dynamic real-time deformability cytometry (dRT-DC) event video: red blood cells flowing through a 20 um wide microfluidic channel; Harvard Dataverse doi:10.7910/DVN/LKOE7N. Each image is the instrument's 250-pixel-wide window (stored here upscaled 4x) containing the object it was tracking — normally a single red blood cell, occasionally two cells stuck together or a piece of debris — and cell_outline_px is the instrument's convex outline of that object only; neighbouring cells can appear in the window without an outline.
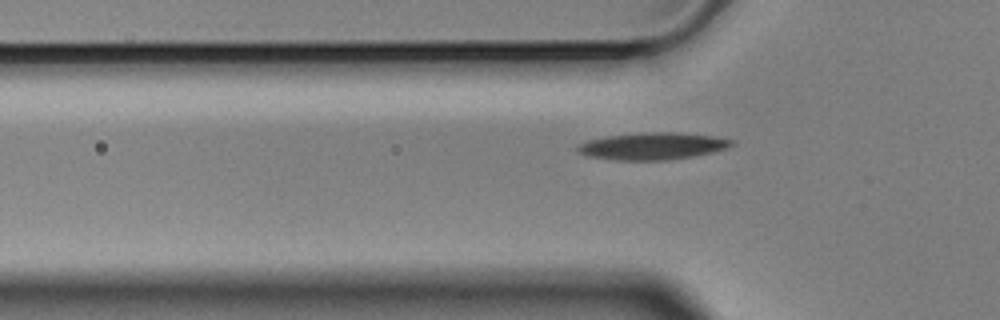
{"species": "Egyptian fruit bat (a non-hibernating species)", "species_latin": "Rousettus aegyptiacus", "temperature_condition": "cold", "stored_images_in_passage": 42, "camera_frame_rate_fps": 3000, "um_per_image_px": 0.085, "animal": {"sex": "male"}, "frame": {"image": 1, "passage_image": 5, "time_ms": 1.333, "image_size_px": [1000, 320], "cell_outline_px": [[736, 144], [728, 148], [712, 152], [692, 156], [668, 160], [616, 160], [588, 156], [576, 152], [576, 148], [580, 144], [588, 140], [608, 136], [652, 132], [676, 132], [712, 136], [736, 140]], "centroid_in_image_um": [55.5, 12.42], "position_along_channel_um": 70.3, "area_um2": 24.22}}
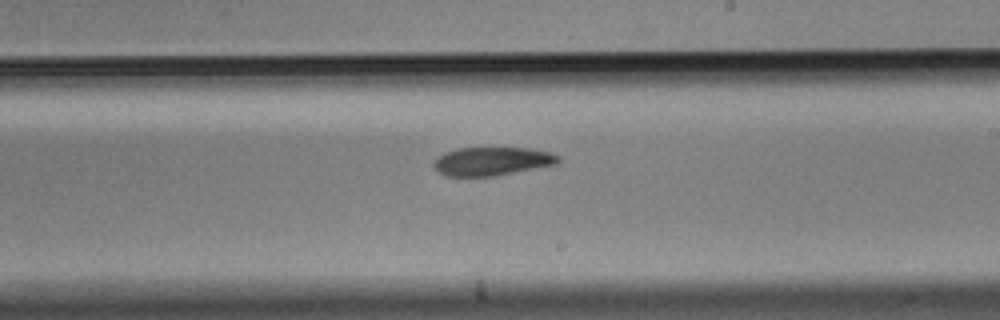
{"frame": {"image": 2, "passage_image": 20, "time_ms": 6.333, "image_size_px": [1000, 320], "cell_outline_px": [[560, 160], [556, 164], [496, 176], [444, 176], [432, 164], [432, 160], [436, 156], [444, 152], [460, 148], [528, 148], [552, 152], [560, 156]], "centroid_in_image_um": [41.8, 13.7], "position_along_channel_um": 247.2, "area_um2": 20.81}}
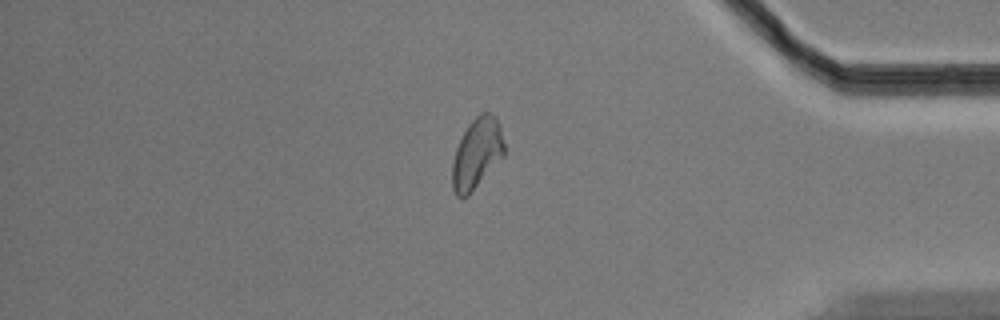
{"frame": {"image": 3, "passage_image": 35, "time_ms": 11.333, "image_size_px": [1000, 320], "cell_outline_px": [[504, 156], [468, 196], [456, 196], [452, 188], [452, 164], [456, 148], [468, 124], [480, 112], [492, 112], [496, 116], [500, 124], [504, 144]], "centroid_in_image_um": [40.54, 13.02], "position_along_channel_um": 394.7, "area_um2": 21.44}, "authors_computed_cell_mechanics": {"area_um2": 21.8773, "velocity_mm_per_s": 3.5246, "shape_relaxation_time_tau1_ms": 5.6771, "shape_relaxation_time_tau2_ms": null, "deformation_change_tau1": 0.1544, "deformation_change_tau2": null}}